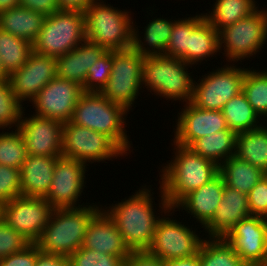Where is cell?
<instances>
[{"mask_svg":"<svg viewBox=\"0 0 267 266\" xmlns=\"http://www.w3.org/2000/svg\"><path fill=\"white\" fill-rule=\"evenodd\" d=\"M147 183L149 185L143 183L132 195L127 196L128 198L121 199V202L102 205V209L113 220L131 252L149 249L159 220L171 208L160 184L156 196L152 187L154 185ZM155 200L159 202L155 204Z\"/></svg>","mask_w":267,"mask_h":266,"instance_id":"1","label":"cell"},{"mask_svg":"<svg viewBox=\"0 0 267 266\" xmlns=\"http://www.w3.org/2000/svg\"><path fill=\"white\" fill-rule=\"evenodd\" d=\"M174 154L171 160L160 164L159 179L163 194L174 208L187 194L197 190L219 173V166L210 159L193 152L189 147L170 143Z\"/></svg>","mask_w":267,"mask_h":266,"instance_id":"2","label":"cell"},{"mask_svg":"<svg viewBox=\"0 0 267 266\" xmlns=\"http://www.w3.org/2000/svg\"><path fill=\"white\" fill-rule=\"evenodd\" d=\"M128 114L129 111L122 105L111 102L101 93L84 92L75 106L70 122L108 136L129 156L131 152L134 153V145L126 129L130 126Z\"/></svg>","mask_w":267,"mask_h":266,"instance_id":"3","label":"cell"},{"mask_svg":"<svg viewBox=\"0 0 267 266\" xmlns=\"http://www.w3.org/2000/svg\"><path fill=\"white\" fill-rule=\"evenodd\" d=\"M193 65L181 59L165 55L145 56L143 62V92L158 99L179 102L181 105L191 102L194 89ZM193 69L192 72H190ZM192 75V76H191ZM146 89V90H144Z\"/></svg>","mask_w":267,"mask_h":266,"instance_id":"4","label":"cell"},{"mask_svg":"<svg viewBox=\"0 0 267 266\" xmlns=\"http://www.w3.org/2000/svg\"><path fill=\"white\" fill-rule=\"evenodd\" d=\"M100 204L91 202L78 208L53 209L41 237L36 242L39 250L69 257L80 249L89 222L102 209Z\"/></svg>","mask_w":267,"mask_h":266,"instance_id":"5","label":"cell"},{"mask_svg":"<svg viewBox=\"0 0 267 266\" xmlns=\"http://www.w3.org/2000/svg\"><path fill=\"white\" fill-rule=\"evenodd\" d=\"M106 2L95 0L84 11L86 40L107 51L131 48L135 13Z\"/></svg>","mask_w":267,"mask_h":266,"instance_id":"6","label":"cell"},{"mask_svg":"<svg viewBox=\"0 0 267 266\" xmlns=\"http://www.w3.org/2000/svg\"><path fill=\"white\" fill-rule=\"evenodd\" d=\"M219 31V50L226 63L243 64L261 54L267 45V4ZM223 51V52H222ZM257 54V55H256ZM225 57V58H224ZM252 57V58H251Z\"/></svg>","mask_w":267,"mask_h":266,"instance_id":"7","label":"cell"},{"mask_svg":"<svg viewBox=\"0 0 267 266\" xmlns=\"http://www.w3.org/2000/svg\"><path fill=\"white\" fill-rule=\"evenodd\" d=\"M86 40L85 15L80 11L59 10L45 17L33 42V52L57 58Z\"/></svg>","mask_w":267,"mask_h":266,"instance_id":"8","label":"cell"},{"mask_svg":"<svg viewBox=\"0 0 267 266\" xmlns=\"http://www.w3.org/2000/svg\"><path fill=\"white\" fill-rule=\"evenodd\" d=\"M175 212L177 211L174 208H170L159 220L152 244L147 250L163 261L185 258L198 253L203 240L206 238L203 231H198L200 228L198 225L192 227L194 226L193 222L191 225L186 220L180 221V217L177 220L175 214L178 213ZM196 226L198 227L196 228Z\"/></svg>","mask_w":267,"mask_h":266,"instance_id":"9","label":"cell"},{"mask_svg":"<svg viewBox=\"0 0 267 266\" xmlns=\"http://www.w3.org/2000/svg\"><path fill=\"white\" fill-rule=\"evenodd\" d=\"M143 62L144 57L132 47L113 51V67L109 81L100 93L111 102L133 112V108L137 107L136 100L143 94Z\"/></svg>","mask_w":267,"mask_h":266,"instance_id":"10","label":"cell"},{"mask_svg":"<svg viewBox=\"0 0 267 266\" xmlns=\"http://www.w3.org/2000/svg\"><path fill=\"white\" fill-rule=\"evenodd\" d=\"M237 65L239 66V63L236 65L224 63L221 67L212 68V71L209 70L202 76L195 74L191 103L200 109L221 111L231 98L242 91L248 63L242 64V67Z\"/></svg>","mask_w":267,"mask_h":266,"instance_id":"11","label":"cell"},{"mask_svg":"<svg viewBox=\"0 0 267 266\" xmlns=\"http://www.w3.org/2000/svg\"><path fill=\"white\" fill-rule=\"evenodd\" d=\"M62 156L90 166L127 155L108 136L69 121L63 124Z\"/></svg>","mask_w":267,"mask_h":266,"instance_id":"12","label":"cell"},{"mask_svg":"<svg viewBox=\"0 0 267 266\" xmlns=\"http://www.w3.org/2000/svg\"><path fill=\"white\" fill-rule=\"evenodd\" d=\"M88 170H90L89 167L79 160L58 157L45 199L54 209L78 208L88 205L87 199H84L86 203H81V198L86 193L84 191L87 188L85 185L88 183L86 182L89 175Z\"/></svg>","mask_w":267,"mask_h":266,"instance_id":"13","label":"cell"},{"mask_svg":"<svg viewBox=\"0 0 267 266\" xmlns=\"http://www.w3.org/2000/svg\"><path fill=\"white\" fill-rule=\"evenodd\" d=\"M53 209L45 198L18 196L2 204V219L31 243H36Z\"/></svg>","mask_w":267,"mask_h":266,"instance_id":"14","label":"cell"},{"mask_svg":"<svg viewBox=\"0 0 267 266\" xmlns=\"http://www.w3.org/2000/svg\"><path fill=\"white\" fill-rule=\"evenodd\" d=\"M83 93L77 83L56 76L31 100L33 114L62 123L69 122Z\"/></svg>","mask_w":267,"mask_h":266,"instance_id":"15","label":"cell"},{"mask_svg":"<svg viewBox=\"0 0 267 266\" xmlns=\"http://www.w3.org/2000/svg\"><path fill=\"white\" fill-rule=\"evenodd\" d=\"M32 112L29 110V114H26V108L24 109L18 127L24 139L27 154L62 156L64 123L56 119L37 116Z\"/></svg>","mask_w":267,"mask_h":266,"instance_id":"16","label":"cell"},{"mask_svg":"<svg viewBox=\"0 0 267 266\" xmlns=\"http://www.w3.org/2000/svg\"><path fill=\"white\" fill-rule=\"evenodd\" d=\"M182 106L177 113V119L176 117L174 119V126L172 125L174 136L171 138V142L189 147L201 137L228 129L222 111L200 109L191 102Z\"/></svg>","mask_w":267,"mask_h":266,"instance_id":"17","label":"cell"},{"mask_svg":"<svg viewBox=\"0 0 267 266\" xmlns=\"http://www.w3.org/2000/svg\"><path fill=\"white\" fill-rule=\"evenodd\" d=\"M56 76V58L32 52L8 80L15 96L26 105Z\"/></svg>","mask_w":267,"mask_h":266,"instance_id":"18","label":"cell"},{"mask_svg":"<svg viewBox=\"0 0 267 266\" xmlns=\"http://www.w3.org/2000/svg\"><path fill=\"white\" fill-rule=\"evenodd\" d=\"M224 239L244 263L261 264L267 250V221L251 215L240 220Z\"/></svg>","mask_w":267,"mask_h":266,"instance_id":"19","label":"cell"},{"mask_svg":"<svg viewBox=\"0 0 267 266\" xmlns=\"http://www.w3.org/2000/svg\"><path fill=\"white\" fill-rule=\"evenodd\" d=\"M249 216L247 194L224 185L220 205L202 231L206 238H224L240 220Z\"/></svg>","mask_w":267,"mask_h":266,"instance_id":"20","label":"cell"},{"mask_svg":"<svg viewBox=\"0 0 267 266\" xmlns=\"http://www.w3.org/2000/svg\"><path fill=\"white\" fill-rule=\"evenodd\" d=\"M224 185V179L218 173L212 180L187 194L174 209L179 213L184 210L183 216L186 212L187 215H190V219H194L191 221H194L195 224L198 223L197 225L203 228L211 220L220 205Z\"/></svg>","mask_w":267,"mask_h":266,"instance_id":"21","label":"cell"},{"mask_svg":"<svg viewBox=\"0 0 267 266\" xmlns=\"http://www.w3.org/2000/svg\"><path fill=\"white\" fill-rule=\"evenodd\" d=\"M150 8V6L146 8V20L150 18L149 16L151 14V17L153 14L156 17L153 16L151 18L152 20L149 19V22L146 24V26L142 25V27H140L136 25L138 24L136 21H133L132 48L143 57L164 55L169 42L170 34L172 32L173 23L178 19L176 16L174 19L172 17L164 18L163 14L162 17L161 15L158 17V15H155L154 10L158 11L159 9H155L153 6L152 11V8ZM138 27L144 29L139 32L141 29H138Z\"/></svg>","mask_w":267,"mask_h":266,"instance_id":"22","label":"cell"},{"mask_svg":"<svg viewBox=\"0 0 267 266\" xmlns=\"http://www.w3.org/2000/svg\"><path fill=\"white\" fill-rule=\"evenodd\" d=\"M82 247L114 256L131 253L115 223L103 209L89 222Z\"/></svg>","mask_w":267,"mask_h":266,"instance_id":"23","label":"cell"},{"mask_svg":"<svg viewBox=\"0 0 267 266\" xmlns=\"http://www.w3.org/2000/svg\"><path fill=\"white\" fill-rule=\"evenodd\" d=\"M107 50L85 40L79 46L56 58L57 77L84 86L89 68Z\"/></svg>","mask_w":267,"mask_h":266,"instance_id":"24","label":"cell"},{"mask_svg":"<svg viewBox=\"0 0 267 266\" xmlns=\"http://www.w3.org/2000/svg\"><path fill=\"white\" fill-rule=\"evenodd\" d=\"M58 157L61 156L27 154L20 169L22 196L40 198L47 196Z\"/></svg>","mask_w":267,"mask_h":266,"instance_id":"25","label":"cell"},{"mask_svg":"<svg viewBox=\"0 0 267 266\" xmlns=\"http://www.w3.org/2000/svg\"><path fill=\"white\" fill-rule=\"evenodd\" d=\"M45 17L42 13L19 5L0 12V29L33 44L43 27Z\"/></svg>","mask_w":267,"mask_h":266,"instance_id":"26","label":"cell"},{"mask_svg":"<svg viewBox=\"0 0 267 266\" xmlns=\"http://www.w3.org/2000/svg\"><path fill=\"white\" fill-rule=\"evenodd\" d=\"M213 2L211 9H205L208 12L203 14L205 20L218 32L251 15L260 7L257 0H213Z\"/></svg>","mask_w":267,"mask_h":266,"instance_id":"27","label":"cell"},{"mask_svg":"<svg viewBox=\"0 0 267 266\" xmlns=\"http://www.w3.org/2000/svg\"><path fill=\"white\" fill-rule=\"evenodd\" d=\"M235 156L267 174V125L236 135Z\"/></svg>","mask_w":267,"mask_h":266,"instance_id":"28","label":"cell"},{"mask_svg":"<svg viewBox=\"0 0 267 266\" xmlns=\"http://www.w3.org/2000/svg\"><path fill=\"white\" fill-rule=\"evenodd\" d=\"M236 135L228 128L195 140L189 148L220 166L224 161L235 156Z\"/></svg>","mask_w":267,"mask_h":266,"instance_id":"29","label":"cell"},{"mask_svg":"<svg viewBox=\"0 0 267 266\" xmlns=\"http://www.w3.org/2000/svg\"><path fill=\"white\" fill-rule=\"evenodd\" d=\"M220 55L219 32L204 20L191 34L188 48V63L199 68ZM210 58V59H209ZM205 60V62H204ZM208 60V61H207ZM195 65V66H194Z\"/></svg>","mask_w":267,"mask_h":266,"instance_id":"30","label":"cell"},{"mask_svg":"<svg viewBox=\"0 0 267 266\" xmlns=\"http://www.w3.org/2000/svg\"><path fill=\"white\" fill-rule=\"evenodd\" d=\"M219 173L225 185L248 194L251 189L266 175L261 169L240 160L236 156L230 157L219 166Z\"/></svg>","mask_w":267,"mask_h":266,"instance_id":"31","label":"cell"},{"mask_svg":"<svg viewBox=\"0 0 267 266\" xmlns=\"http://www.w3.org/2000/svg\"><path fill=\"white\" fill-rule=\"evenodd\" d=\"M221 111L228 128L236 134L258 128L264 123L253 110L243 91L231 98Z\"/></svg>","mask_w":267,"mask_h":266,"instance_id":"32","label":"cell"},{"mask_svg":"<svg viewBox=\"0 0 267 266\" xmlns=\"http://www.w3.org/2000/svg\"><path fill=\"white\" fill-rule=\"evenodd\" d=\"M190 15L186 14V17L185 15L182 18L179 17L173 23L172 32L164 53L165 56L175 57L186 63H188L190 34L205 20L203 13L196 12L195 15Z\"/></svg>","mask_w":267,"mask_h":266,"instance_id":"33","label":"cell"},{"mask_svg":"<svg viewBox=\"0 0 267 266\" xmlns=\"http://www.w3.org/2000/svg\"><path fill=\"white\" fill-rule=\"evenodd\" d=\"M242 91L253 110L265 122L267 120V67L259 70V67L250 68L249 65L242 82Z\"/></svg>","mask_w":267,"mask_h":266,"instance_id":"34","label":"cell"},{"mask_svg":"<svg viewBox=\"0 0 267 266\" xmlns=\"http://www.w3.org/2000/svg\"><path fill=\"white\" fill-rule=\"evenodd\" d=\"M32 52L29 41L0 29V60L8 75L20 69Z\"/></svg>","mask_w":267,"mask_h":266,"instance_id":"35","label":"cell"},{"mask_svg":"<svg viewBox=\"0 0 267 266\" xmlns=\"http://www.w3.org/2000/svg\"><path fill=\"white\" fill-rule=\"evenodd\" d=\"M243 263L224 238H205L200 246V266H242Z\"/></svg>","mask_w":267,"mask_h":266,"instance_id":"36","label":"cell"},{"mask_svg":"<svg viewBox=\"0 0 267 266\" xmlns=\"http://www.w3.org/2000/svg\"><path fill=\"white\" fill-rule=\"evenodd\" d=\"M23 106L13 93L9 80L0 81V130L18 129L23 111L27 108Z\"/></svg>","mask_w":267,"mask_h":266,"instance_id":"37","label":"cell"},{"mask_svg":"<svg viewBox=\"0 0 267 266\" xmlns=\"http://www.w3.org/2000/svg\"><path fill=\"white\" fill-rule=\"evenodd\" d=\"M26 156L24 139L18 129L0 131V165L21 169Z\"/></svg>","mask_w":267,"mask_h":266,"instance_id":"38","label":"cell"},{"mask_svg":"<svg viewBox=\"0 0 267 266\" xmlns=\"http://www.w3.org/2000/svg\"><path fill=\"white\" fill-rule=\"evenodd\" d=\"M113 67V51H106L88 70L84 86V92H98L109 81Z\"/></svg>","mask_w":267,"mask_h":266,"instance_id":"39","label":"cell"},{"mask_svg":"<svg viewBox=\"0 0 267 266\" xmlns=\"http://www.w3.org/2000/svg\"><path fill=\"white\" fill-rule=\"evenodd\" d=\"M128 256H114L81 247L68 257L69 266H124Z\"/></svg>","mask_w":267,"mask_h":266,"instance_id":"40","label":"cell"},{"mask_svg":"<svg viewBox=\"0 0 267 266\" xmlns=\"http://www.w3.org/2000/svg\"><path fill=\"white\" fill-rule=\"evenodd\" d=\"M20 169L0 165V204L22 196Z\"/></svg>","mask_w":267,"mask_h":266,"instance_id":"41","label":"cell"},{"mask_svg":"<svg viewBox=\"0 0 267 266\" xmlns=\"http://www.w3.org/2000/svg\"><path fill=\"white\" fill-rule=\"evenodd\" d=\"M31 242L0 219V259L22 251Z\"/></svg>","mask_w":267,"mask_h":266,"instance_id":"42","label":"cell"},{"mask_svg":"<svg viewBox=\"0 0 267 266\" xmlns=\"http://www.w3.org/2000/svg\"><path fill=\"white\" fill-rule=\"evenodd\" d=\"M247 198L251 215H267V174L251 189Z\"/></svg>","mask_w":267,"mask_h":266,"instance_id":"43","label":"cell"},{"mask_svg":"<svg viewBox=\"0 0 267 266\" xmlns=\"http://www.w3.org/2000/svg\"><path fill=\"white\" fill-rule=\"evenodd\" d=\"M37 244L31 243L22 251L0 259V266H35Z\"/></svg>","mask_w":267,"mask_h":266,"instance_id":"44","label":"cell"},{"mask_svg":"<svg viewBox=\"0 0 267 266\" xmlns=\"http://www.w3.org/2000/svg\"><path fill=\"white\" fill-rule=\"evenodd\" d=\"M124 266H163V260L148 251H133L126 258Z\"/></svg>","mask_w":267,"mask_h":266,"instance_id":"45","label":"cell"},{"mask_svg":"<svg viewBox=\"0 0 267 266\" xmlns=\"http://www.w3.org/2000/svg\"><path fill=\"white\" fill-rule=\"evenodd\" d=\"M19 2L21 6L45 16L59 11L57 0H19Z\"/></svg>","mask_w":267,"mask_h":266,"instance_id":"46","label":"cell"},{"mask_svg":"<svg viewBox=\"0 0 267 266\" xmlns=\"http://www.w3.org/2000/svg\"><path fill=\"white\" fill-rule=\"evenodd\" d=\"M35 266H69V260L66 256L42 252L37 246Z\"/></svg>","mask_w":267,"mask_h":266,"instance_id":"47","label":"cell"},{"mask_svg":"<svg viewBox=\"0 0 267 266\" xmlns=\"http://www.w3.org/2000/svg\"><path fill=\"white\" fill-rule=\"evenodd\" d=\"M95 0H57L59 10L84 12Z\"/></svg>","mask_w":267,"mask_h":266,"instance_id":"48","label":"cell"},{"mask_svg":"<svg viewBox=\"0 0 267 266\" xmlns=\"http://www.w3.org/2000/svg\"><path fill=\"white\" fill-rule=\"evenodd\" d=\"M163 266H200V249L198 253L189 257L163 261Z\"/></svg>","mask_w":267,"mask_h":266,"instance_id":"49","label":"cell"},{"mask_svg":"<svg viewBox=\"0 0 267 266\" xmlns=\"http://www.w3.org/2000/svg\"><path fill=\"white\" fill-rule=\"evenodd\" d=\"M20 5L19 0H0V12Z\"/></svg>","mask_w":267,"mask_h":266,"instance_id":"50","label":"cell"},{"mask_svg":"<svg viewBox=\"0 0 267 266\" xmlns=\"http://www.w3.org/2000/svg\"><path fill=\"white\" fill-rule=\"evenodd\" d=\"M9 75L6 73L0 60V81L8 80Z\"/></svg>","mask_w":267,"mask_h":266,"instance_id":"51","label":"cell"},{"mask_svg":"<svg viewBox=\"0 0 267 266\" xmlns=\"http://www.w3.org/2000/svg\"><path fill=\"white\" fill-rule=\"evenodd\" d=\"M242 266H262V265L256 263H243Z\"/></svg>","mask_w":267,"mask_h":266,"instance_id":"52","label":"cell"},{"mask_svg":"<svg viewBox=\"0 0 267 266\" xmlns=\"http://www.w3.org/2000/svg\"><path fill=\"white\" fill-rule=\"evenodd\" d=\"M262 266H267V250H266V253H265V258L263 260V262L261 263Z\"/></svg>","mask_w":267,"mask_h":266,"instance_id":"53","label":"cell"},{"mask_svg":"<svg viewBox=\"0 0 267 266\" xmlns=\"http://www.w3.org/2000/svg\"><path fill=\"white\" fill-rule=\"evenodd\" d=\"M2 218V205L0 204V219Z\"/></svg>","mask_w":267,"mask_h":266,"instance_id":"54","label":"cell"}]
</instances>
